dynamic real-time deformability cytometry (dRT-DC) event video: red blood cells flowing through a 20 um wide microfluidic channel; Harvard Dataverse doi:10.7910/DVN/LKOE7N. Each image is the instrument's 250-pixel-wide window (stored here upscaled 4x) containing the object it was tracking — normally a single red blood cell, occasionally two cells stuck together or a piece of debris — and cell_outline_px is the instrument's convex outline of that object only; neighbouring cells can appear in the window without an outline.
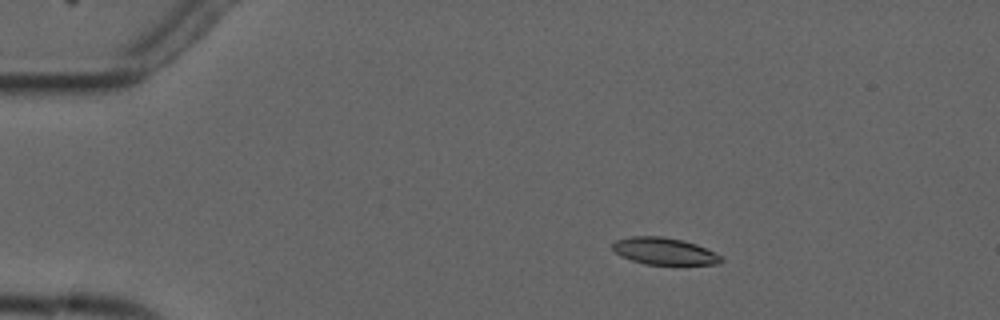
{"species": "common noctule bat (a hibernating species)", "species_latin": "Nyctalus noctula", "temperature_condition": "cold", "stored_images_in_passage": 4, "camera_frame_rate_fps": 3000, "um_per_image_px": 0.085, "animal": {"sex": "male", "forearm_length_mm": 52.5}, "frame": {"image": 1, "passage_image": 3, "time_ms": 2.667, "image_size_px": [1000, 320], "cell_outline_px": [[724, 260], [720, 264], [644, 264], [620, 256], [612, 248], [612, 244], [616, 240], [632, 236], [660, 236], [684, 240], [696, 244], [720, 256]], "centroid_in_image_um": [56.43, 21.34], "position_along_channel_um": 28.6, "area_um2": 16.88}}